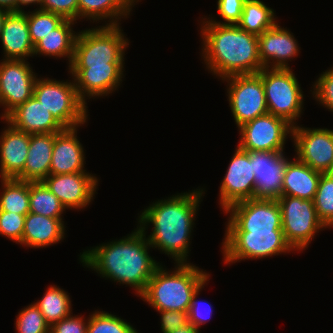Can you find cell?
Here are the masks:
<instances>
[{
  "mask_svg": "<svg viewBox=\"0 0 333 333\" xmlns=\"http://www.w3.org/2000/svg\"><path fill=\"white\" fill-rule=\"evenodd\" d=\"M205 188H196L189 192L177 193L168 199L149 204L138 216V227L145 232L152 224V232L147 235L152 249L167 254L176 263H190L191 233Z\"/></svg>",
  "mask_w": 333,
  "mask_h": 333,
  "instance_id": "cell-1",
  "label": "cell"
},
{
  "mask_svg": "<svg viewBox=\"0 0 333 333\" xmlns=\"http://www.w3.org/2000/svg\"><path fill=\"white\" fill-rule=\"evenodd\" d=\"M146 233L137 226L122 239L83 250L79 261L105 279L132 287L140 296L155 270L162 264L150 256L152 247Z\"/></svg>",
  "mask_w": 333,
  "mask_h": 333,
  "instance_id": "cell-2",
  "label": "cell"
},
{
  "mask_svg": "<svg viewBox=\"0 0 333 333\" xmlns=\"http://www.w3.org/2000/svg\"><path fill=\"white\" fill-rule=\"evenodd\" d=\"M200 25L203 61L208 72L223 79L232 75L257 74L264 66L259 59L258 36L237 25Z\"/></svg>",
  "mask_w": 333,
  "mask_h": 333,
  "instance_id": "cell-3",
  "label": "cell"
},
{
  "mask_svg": "<svg viewBox=\"0 0 333 333\" xmlns=\"http://www.w3.org/2000/svg\"><path fill=\"white\" fill-rule=\"evenodd\" d=\"M160 265L139 296L156 311L188 312L192 296L210 277L209 272L192 263H176L167 270Z\"/></svg>",
  "mask_w": 333,
  "mask_h": 333,
  "instance_id": "cell-4",
  "label": "cell"
},
{
  "mask_svg": "<svg viewBox=\"0 0 333 333\" xmlns=\"http://www.w3.org/2000/svg\"><path fill=\"white\" fill-rule=\"evenodd\" d=\"M120 25H102L78 32L68 68L124 67L129 39Z\"/></svg>",
  "mask_w": 333,
  "mask_h": 333,
  "instance_id": "cell-5",
  "label": "cell"
},
{
  "mask_svg": "<svg viewBox=\"0 0 333 333\" xmlns=\"http://www.w3.org/2000/svg\"><path fill=\"white\" fill-rule=\"evenodd\" d=\"M33 96L65 129L79 128L88 121V106L79 97L73 78L58 81L37 77Z\"/></svg>",
  "mask_w": 333,
  "mask_h": 333,
  "instance_id": "cell-6",
  "label": "cell"
},
{
  "mask_svg": "<svg viewBox=\"0 0 333 333\" xmlns=\"http://www.w3.org/2000/svg\"><path fill=\"white\" fill-rule=\"evenodd\" d=\"M257 74L262 78L268 113L296 126L304 111L305 100L301 84L293 70L263 68Z\"/></svg>",
  "mask_w": 333,
  "mask_h": 333,
  "instance_id": "cell-7",
  "label": "cell"
},
{
  "mask_svg": "<svg viewBox=\"0 0 333 333\" xmlns=\"http://www.w3.org/2000/svg\"><path fill=\"white\" fill-rule=\"evenodd\" d=\"M222 254L225 264L272 257L295 251L283 230L273 232H225Z\"/></svg>",
  "mask_w": 333,
  "mask_h": 333,
  "instance_id": "cell-8",
  "label": "cell"
},
{
  "mask_svg": "<svg viewBox=\"0 0 333 333\" xmlns=\"http://www.w3.org/2000/svg\"><path fill=\"white\" fill-rule=\"evenodd\" d=\"M281 209L282 230L286 241L302 252L319 231L327 227L319 219L313 200L282 195L277 199Z\"/></svg>",
  "mask_w": 333,
  "mask_h": 333,
  "instance_id": "cell-9",
  "label": "cell"
},
{
  "mask_svg": "<svg viewBox=\"0 0 333 333\" xmlns=\"http://www.w3.org/2000/svg\"><path fill=\"white\" fill-rule=\"evenodd\" d=\"M225 232H273L282 230L281 209L277 200L247 199L230 205Z\"/></svg>",
  "mask_w": 333,
  "mask_h": 333,
  "instance_id": "cell-10",
  "label": "cell"
},
{
  "mask_svg": "<svg viewBox=\"0 0 333 333\" xmlns=\"http://www.w3.org/2000/svg\"><path fill=\"white\" fill-rule=\"evenodd\" d=\"M221 80L228 84L227 100L238 128L268 113L262 78L258 74L232 75Z\"/></svg>",
  "mask_w": 333,
  "mask_h": 333,
  "instance_id": "cell-11",
  "label": "cell"
},
{
  "mask_svg": "<svg viewBox=\"0 0 333 333\" xmlns=\"http://www.w3.org/2000/svg\"><path fill=\"white\" fill-rule=\"evenodd\" d=\"M292 129L285 119L267 113L238 128L237 146L246 152L284 151L287 136L292 138Z\"/></svg>",
  "mask_w": 333,
  "mask_h": 333,
  "instance_id": "cell-12",
  "label": "cell"
},
{
  "mask_svg": "<svg viewBox=\"0 0 333 333\" xmlns=\"http://www.w3.org/2000/svg\"><path fill=\"white\" fill-rule=\"evenodd\" d=\"M37 77L27 60L0 61V106H3L1 119H5L33 96Z\"/></svg>",
  "mask_w": 333,
  "mask_h": 333,
  "instance_id": "cell-13",
  "label": "cell"
},
{
  "mask_svg": "<svg viewBox=\"0 0 333 333\" xmlns=\"http://www.w3.org/2000/svg\"><path fill=\"white\" fill-rule=\"evenodd\" d=\"M291 140L300 162L326 173L333 162V130L296 125L292 129Z\"/></svg>",
  "mask_w": 333,
  "mask_h": 333,
  "instance_id": "cell-14",
  "label": "cell"
},
{
  "mask_svg": "<svg viewBox=\"0 0 333 333\" xmlns=\"http://www.w3.org/2000/svg\"><path fill=\"white\" fill-rule=\"evenodd\" d=\"M220 183L219 205L225 211L230 205L254 198L255 175L250 152L238 146Z\"/></svg>",
  "mask_w": 333,
  "mask_h": 333,
  "instance_id": "cell-15",
  "label": "cell"
},
{
  "mask_svg": "<svg viewBox=\"0 0 333 333\" xmlns=\"http://www.w3.org/2000/svg\"><path fill=\"white\" fill-rule=\"evenodd\" d=\"M98 178L89 172L49 174L42 182L68 210L84 209L97 193Z\"/></svg>",
  "mask_w": 333,
  "mask_h": 333,
  "instance_id": "cell-16",
  "label": "cell"
},
{
  "mask_svg": "<svg viewBox=\"0 0 333 333\" xmlns=\"http://www.w3.org/2000/svg\"><path fill=\"white\" fill-rule=\"evenodd\" d=\"M255 175L254 199L277 200L282 196V184L287 162L284 151L250 152Z\"/></svg>",
  "mask_w": 333,
  "mask_h": 333,
  "instance_id": "cell-17",
  "label": "cell"
},
{
  "mask_svg": "<svg viewBox=\"0 0 333 333\" xmlns=\"http://www.w3.org/2000/svg\"><path fill=\"white\" fill-rule=\"evenodd\" d=\"M258 48L259 59L264 68H291L288 62L300 52L293 33L278 23L258 36Z\"/></svg>",
  "mask_w": 333,
  "mask_h": 333,
  "instance_id": "cell-18",
  "label": "cell"
},
{
  "mask_svg": "<svg viewBox=\"0 0 333 333\" xmlns=\"http://www.w3.org/2000/svg\"><path fill=\"white\" fill-rule=\"evenodd\" d=\"M79 97L87 99L108 96L118 90L124 78V67L68 68Z\"/></svg>",
  "mask_w": 333,
  "mask_h": 333,
  "instance_id": "cell-19",
  "label": "cell"
},
{
  "mask_svg": "<svg viewBox=\"0 0 333 333\" xmlns=\"http://www.w3.org/2000/svg\"><path fill=\"white\" fill-rule=\"evenodd\" d=\"M77 131L78 127L55 133L50 174L87 172L84 167L85 152L78 139Z\"/></svg>",
  "mask_w": 333,
  "mask_h": 333,
  "instance_id": "cell-20",
  "label": "cell"
},
{
  "mask_svg": "<svg viewBox=\"0 0 333 333\" xmlns=\"http://www.w3.org/2000/svg\"><path fill=\"white\" fill-rule=\"evenodd\" d=\"M5 120L15 129L29 134L60 133L65 130L34 96L14 109Z\"/></svg>",
  "mask_w": 333,
  "mask_h": 333,
  "instance_id": "cell-21",
  "label": "cell"
},
{
  "mask_svg": "<svg viewBox=\"0 0 333 333\" xmlns=\"http://www.w3.org/2000/svg\"><path fill=\"white\" fill-rule=\"evenodd\" d=\"M3 59L28 60L34 45L30 38L26 11L8 12L0 35Z\"/></svg>",
  "mask_w": 333,
  "mask_h": 333,
  "instance_id": "cell-22",
  "label": "cell"
},
{
  "mask_svg": "<svg viewBox=\"0 0 333 333\" xmlns=\"http://www.w3.org/2000/svg\"><path fill=\"white\" fill-rule=\"evenodd\" d=\"M7 124L0 135V178H16L23 170L30 144V134ZM6 128V129H5Z\"/></svg>",
  "mask_w": 333,
  "mask_h": 333,
  "instance_id": "cell-23",
  "label": "cell"
},
{
  "mask_svg": "<svg viewBox=\"0 0 333 333\" xmlns=\"http://www.w3.org/2000/svg\"><path fill=\"white\" fill-rule=\"evenodd\" d=\"M63 218H49L29 212L25 217L22 234L23 247L46 248L65 238Z\"/></svg>",
  "mask_w": 333,
  "mask_h": 333,
  "instance_id": "cell-24",
  "label": "cell"
},
{
  "mask_svg": "<svg viewBox=\"0 0 333 333\" xmlns=\"http://www.w3.org/2000/svg\"><path fill=\"white\" fill-rule=\"evenodd\" d=\"M55 133L30 134V144L24 170L15 178L21 181L39 182L50 174Z\"/></svg>",
  "mask_w": 333,
  "mask_h": 333,
  "instance_id": "cell-25",
  "label": "cell"
},
{
  "mask_svg": "<svg viewBox=\"0 0 333 333\" xmlns=\"http://www.w3.org/2000/svg\"><path fill=\"white\" fill-rule=\"evenodd\" d=\"M293 158L287 162L284 172L282 195L314 200L322 173L300 162L296 156Z\"/></svg>",
  "mask_w": 333,
  "mask_h": 333,
  "instance_id": "cell-26",
  "label": "cell"
},
{
  "mask_svg": "<svg viewBox=\"0 0 333 333\" xmlns=\"http://www.w3.org/2000/svg\"><path fill=\"white\" fill-rule=\"evenodd\" d=\"M139 0H78V19L93 23L105 21V25H121V18H129ZM120 20V21H119ZM98 21V22H97Z\"/></svg>",
  "mask_w": 333,
  "mask_h": 333,
  "instance_id": "cell-27",
  "label": "cell"
},
{
  "mask_svg": "<svg viewBox=\"0 0 333 333\" xmlns=\"http://www.w3.org/2000/svg\"><path fill=\"white\" fill-rule=\"evenodd\" d=\"M77 22L65 19L56 29L41 39L35 46L33 56L45 55L48 57L68 58L71 65L74 56V44L78 31L73 30Z\"/></svg>",
  "mask_w": 333,
  "mask_h": 333,
  "instance_id": "cell-28",
  "label": "cell"
},
{
  "mask_svg": "<svg viewBox=\"0 0 333 333\" xmlns=\"http://www.w3.org/2000/svg\"><path fill=\"white\" fill-rule=\"evenodd\" d=\"M275 16V11L263 1L246 0L242 16L236 25L246 32L259 36L277 23Z\"/></svg>",
  "mask_w": 333,
  "mask_h": 333,
  "instance_id": "cell-29",
  "label": "cell"
},
{
  "mask_svg": "<svg viewBox=\"0 0 333 333\" xmlns=\"http://www.w3.org/2000/svg\"><path fill=\"white\" fill-rule=\"evenodd\" d=\"M34 303L50 327L72 314V303L68 292L57 285L49 286L43 297Z\"/></svg>",
  "mask_w": 333,
  "mask_h": 333,
  "instance_id": "cell-30",
  "label": "cell"
},
{
  "mask_svg": "<svg viewBox=\"0 0 333 333\" xmlns=\"http://www.w3.org/2000/svg\"><path fill=\"white\" fill-rule=\"evenodd\" d=\"M0 211L20 215L29 213V181L15 178H0Z\"/></svg>",
  "mask_w": 333,
  "mask_h": 333,
  "instance_id": "cell-31",
  "label": "cell"
},
{
  "mask_svg": "<svg viewBox=\"0 0 333 333\" xmlns=\"http://www.w3.org/2000/svg\"><path fill=\"white\" fill-rule=\"evenodd\" d=\"M66 208L42 182L29 181V212L49 218H63Z\"/></svg>",
  "mask_w": 333,
  "mask_h": 333,
  "instance_id": "cell-32",
  "label": "cell"
},
{
  "mask_svg": "<svg viewBox=\"0 0 333 333\" xmlns=\"http://www.w3.org/2000/svg\"><path fill=\"white\" fill-rule=\"evenodd\" d=\"M87 333H139L129 322L106 311L95 310L88 317Z\"/></svg>",
  "mask_w": 333,
  "mask_h": 333,
  "instance_id": "cell-33",
  "label": "cell"
},
{
  "mask_svg": "<svg viewBox=\"0 0 333 333\" xmlns=\"http://www.w3.org/2000/svg\"><path fill=\"white\" fill-rule=\"evenodd\" d=\"M26 15L30 38L34 46L65 20L60 15L41 9L28 11Z\"/></svg>",
  "mask_w": 333,
  "mask_h": 333,
  "instance_id": "cell-34",
  "label": "cell"
},
{
  "mask_svg": "<svg viewBox=\"0 0 333 333\" xmlns=\"http://www.w3.org/2000/svg\"><path fill=\"white\" fill-rule=\"evenodd\" d=\"M319 219L327 228H333V178L322 173L314 197Z\"/></svg>",
  "mask_w": 333,
  "mask_h": 333,
  "instance_id": "cell-35",
  "label": "cell"
},
{
  "mask_svg": "<svg viewBox=\"0 0 333 333\" xmlns=\"http://www.w3.org/2000/svg\"><path fill=\"white\" fill-rule=\"evenodd\" d=\"M15 329L17 333H50V326L35 303L18 312Z\"/></svg>",
  "mask_w": 333,
  "mask_h": 333,
  "instance_id": "cell-36",
  "label": "cell"
},
{
  "mask_svg": "<svg viewBox=\"0 0 333 333\" xmlns=\"http://www.w3.org/2000/svg\"><path fill=\"white\" fill-rule=\"evenodd\" d=\"M25 217L14 212L0 211V235L22 245Z\"/></svg>",
  "mask_w": 333,
  "mask_h": 333,
  "instance_id": "cell-37",
  "label": "cell"
},
{
  "mask_svg": "<svg viewBox=\"0 0 333 333\" xmlns=\"http://www.w3.org/2000/svg\"><path fill=\"white\" fill-rule=\"evenodd\" d=\"M313 98L328 111L333 112V67L319 75L313 83Z\"/></svg>",
  "mask_w": 333,
  "mask_h": 333,
  "instance_id": "cell-38",
  "label": "cell"
},
{
  "mask_svg": "<svg viewBox=\"0 0 333 333\" xmlns=\"http://www.w3.org/2000/svg\"><path fill=\"white\" fill-rule=\"evenodd\" d=\"M246 0H218L217 11L219 16L224 21H216L214 17L205 18L210 23L219 25H236L243 12L244 3Z\"/></svg>",
  "mask_w": 333,
  "mask_h": 333,
  "instance_id": "cell-39",
  "label": "cell"
},
{
  "mask_svg": "<svg viewBox=\"0 0 333 333\" xmlns=\"http://www.w3.org/2000/svg\"><path fill=\"white\" fill-rule=\"evenodd\" d=\"M207 280L192 296V301L188 310L189 323L197 329H201V325H204L212 317L213 307L211 304L204 300H197L200 291L207 285ZM204 301V302H203Z\"/></svg>",
  "mask_w": 333,
  "mask_h": 333,
  "instance_id": "cell-40",
  "label": "cell"
},
{
  "mask_svg": "<svg viewBox=\"0 0 333 333\" xmlns=\"http://www.w3.org/2000/svg\"><path fill=\"white\" fill-rule=\"evenodd\" d=\"M41 10L60 15L67 20H78V0H42Z\"/></svg>",
  "mask_w": 333,
  "mask_h": 333,
  "instance_id": "cell-41",
  "label": "cell"
},
{
  "mask_svg": "<svg viewBox=\"0 0 333 333\" xmlns=\"http://www.w3.org/2000/svg\"><path fill=\"white\" fill-rule=\"evenodd\" d=\"M88 318L69 315L54 323L50 327V333H87Z\"/></svg>",
  "mask_w": 333,
  "mask_h": 333,
  "instance_id": "cell-42",
  "label": "cell"
},
{
  "mask_svg": "<svg viewBox=\"0 0 333 333\" xmlns=\"http://www.w3.org/2000/svg\"><path fill=\"white\" fill-rule=\"evenodd\" d=\"M161 316V331L171 333L174 330L189 324L188 312L181 311H157Z\"/></svg>",
  "mask_w": 333,
  "mask_h": 333,
  "instance_id": "cell-43",
  "label": "cell"
},
{
  "mask_svg": "<svg viewBox=\"0 0 333 333\" xmlns=\"http://www.w3.org/2000/svg\"><path fill=\"white\" fill-rule=\"evenodd\" d=\"M42 0H17V11H25L24 7H28L29 5H37L36 9H41ZM39 5V7H38Z\"/></svg>",
  "mask_w": 333,
  "mask_h": 333,
  "instance_id": "cell-44",
  "label": "cell"
},
{
  "mask_svg": "<svg viewBox=\"0 0 333 333\" xmlns=\"http://www.w3.org/2000/svg\"><path fill=\"white\" fill-rule=\"evenodd\" d=\"M0 8L11 11H17V0H0Z\"/></svg>",
  "mask_w": 333,
  "mask_h": 333,
  "instance_id": "cell-45",
  "label": "cell"
},
{
  "mask_svg": "<svg viewBox=\"0 0 333 333\" xmlns=\"http://www.w3.org/2000/svg\"><path fill=\"white\" fill-rule=\"evenodd\" d=\"M171 333H201V332L200 329H197L196 327H194L192 324L189 323L181 328L174 330Z\"/></svg>",
  "mask_w": 333,
  "mask_h": 333,
  "instance_id": "cell-46",
  "label": "cell"
},
{
  "mask_svg": "<svg viewBox=\"0 0 333 333\" xmlns=\"http://www.w3.org/2000/svg\"><path fill=\"white\" fill-rule=\"evenodd\" d=\"M8 12H9L8 10L0 8V35H1L3 24H4V21H5V18L7 16Z\"/></svg>",
  "mask_w": 333,
  "mask_h": 333,
  "instance_id": "cell-47",
  "label": "cell"
},
{
  "mask_svg": "<svg viewBox=\"0 0 333 333\" xmlns=\"http://www.w3.org/2000/svg\"><path fill=\"white\" fill-rule=\"evenodd\" d=\"M326 174L328 176H330L331 178H333V162H332L331 166L329 167V169L326 171Z\"/></svg>",
  "mask_w": 333,
  "mask_h": 333,
  "instance_id": "cell-48",
  "label": "cell"
}]
</instances>
